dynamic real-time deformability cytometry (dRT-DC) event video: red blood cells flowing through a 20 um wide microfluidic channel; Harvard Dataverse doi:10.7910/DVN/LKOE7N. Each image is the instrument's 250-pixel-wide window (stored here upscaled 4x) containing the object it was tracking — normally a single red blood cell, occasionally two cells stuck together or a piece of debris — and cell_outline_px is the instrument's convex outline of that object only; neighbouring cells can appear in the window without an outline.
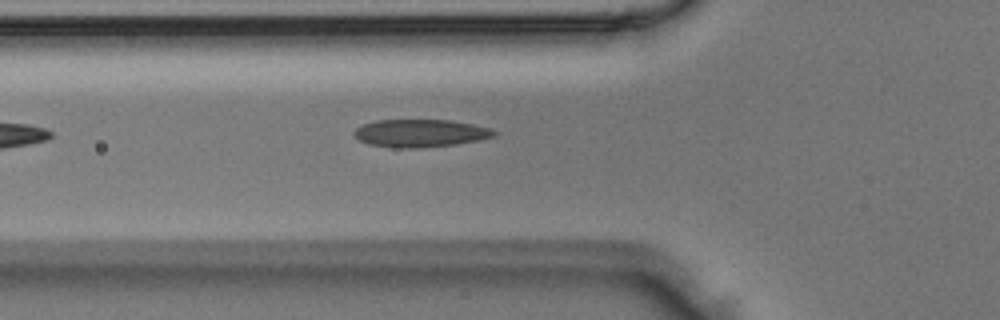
{"species": "Egyptian fruit bat (a non-hibernating species)", "species_latin": "Rousettus aegyptiacus", "temperature_condition": "room temperature", "stored_images_in_passage": 3, "camera_frame_rate_fps": 3000, "um_per_image_px": 0.085, "animal": {"sex": "male"}, "frame": {"image": 1, "passage_image": 3, "time_ms": 0.667, "image_size_px": [1000, 320], "cell_outline_px": [[496, 136], [480, 140], [456, 144], [420, 148], [396, 148], [368, 144], [360, 140], [352, 132], [356, 128], [364, 124], [376, 120], [448, 120], [472, 124], [488, 128], [496, 132]], "centroid_in_image_um": [35.72, 11.33], "position_along_channel_um": 90.1, "area_um2": 22.54}}